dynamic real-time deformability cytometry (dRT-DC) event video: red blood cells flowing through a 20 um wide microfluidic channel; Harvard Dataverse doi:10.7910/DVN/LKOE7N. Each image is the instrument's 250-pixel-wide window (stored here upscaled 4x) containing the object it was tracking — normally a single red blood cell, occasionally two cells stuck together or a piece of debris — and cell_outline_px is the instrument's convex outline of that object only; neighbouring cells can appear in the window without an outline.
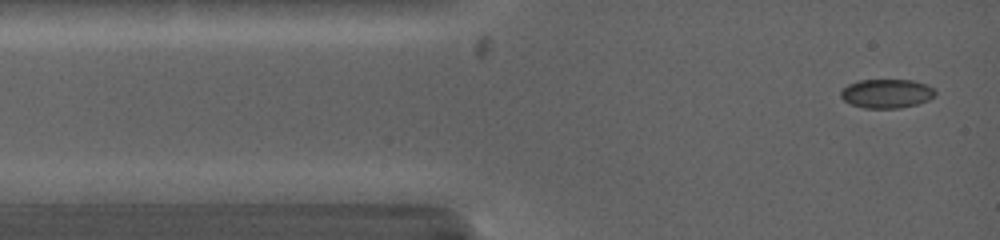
{"species": "common noctule bat (a hibernating species)", "species_latin": "Nyctalus noctula", "temperature_condition": "warm", "stored_images_in_passage": 9, "camera_frame_rate_fps": 5000, "um_per_image_px": 0.085, "animal": {"sex": "female", "body_mass_g": 19.0, "forearm_length_mm": 53.3}, "frame": {"image": 1, "passage_image": 1, "time_ms": 0.0, "image_size_px": [1000, 240], "cell_outline_px": [[936, 96], [928, 100], [916, 104], [900, 108], [864, 108], [852, 104], [844, 100], [840, 96], [840, 92], [848, 84], [860, 80], [912, 80], [924, 84], [932, 88], [936, 92]], "centroid_in_image_um": [75.36, 7.95], "position_along_channel_um": 9.6, "area_um2": 15.84}}
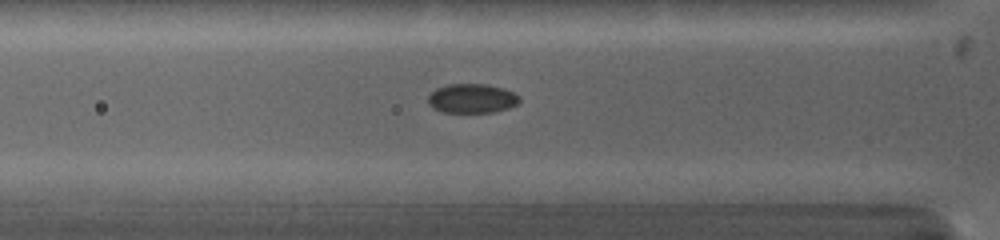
{"frame": {"image": 2, "passage_image": 7, "time_ms": 3.0, "image_size_px": [1000, 240], "cell_outline_px": [[520, 100], [516, 104], [508, 108], [492, 112], [444, 112], [432, 108], [428, 104], [428, 96], [436, 88], [448, 84], [488, 84], [504, 88], [520, 96]], "centroid_in_image_um": [40.1, 8.36], "position_along_channel_um": 85.7, "area_um2": 15.61}}